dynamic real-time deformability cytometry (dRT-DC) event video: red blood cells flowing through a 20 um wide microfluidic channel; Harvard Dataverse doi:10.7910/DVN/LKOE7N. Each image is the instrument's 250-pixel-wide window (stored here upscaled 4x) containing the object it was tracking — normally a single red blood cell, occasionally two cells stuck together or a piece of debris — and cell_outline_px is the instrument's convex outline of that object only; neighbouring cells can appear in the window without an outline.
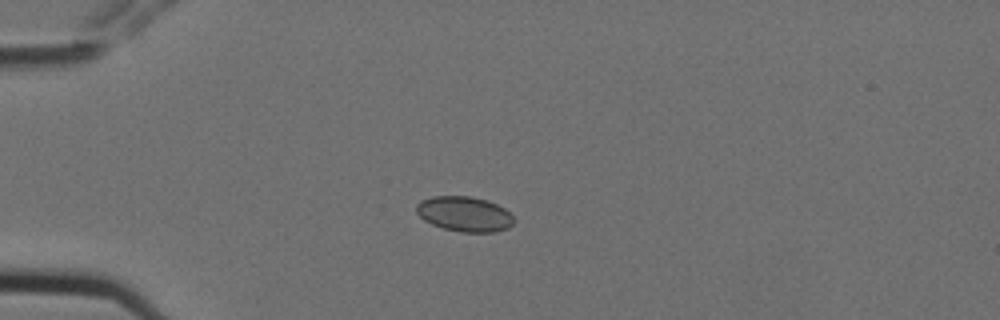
{"species": "Egyptian fruit bat (a non-hibernating species)", "species_latin": "Rousettus aegyptiacus", "temperature_condition": "cold", "stored_images_in_passage": 7, "camera_frame_rate_fps": 3000, "um_per_image_px": 0.085, "animal": {"sex": "female"}, "frame": {"image": 1, "passage_image": 4, "time_ms": 1.0, "image_size_px": [1000, 320], "cell_outline_px": [[516, 220], [508, 228], [496, 232], [460, 232], [444, 228], [432, 224], [424, 220], [416, 212], [416, 204], [420, 200], [432, 196], [472, 196], [488, 200], [504, 208]], "centroid_in_image_um": [39.48, 18.18], "position_along_channel_um": 45.5, "area_um2": 20.06}}
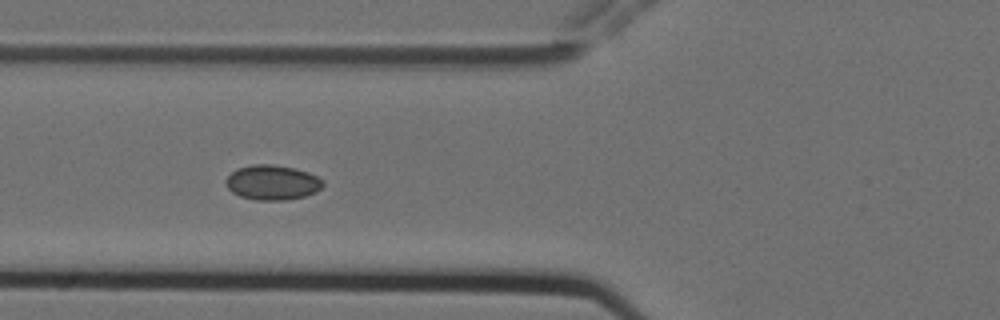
{"frame": {"image": 2, "passage_image": 6, "time_ms": 1.667, "image_size_px": [1000, 320], "cell_outline_px": [[324, 184], [316, 192], [304, 196], [288, 200], [256, 200], [240, 196], [232, 192], [224, 184], [224, 180], [236, 168], [252, 164], [272, 164], [296, 168], [308, 172], [324, 180]], "centroid_in_image_um": [23.13, 15.5], "position_along_channel_um": 102.7, "area_um2": 19.94}}
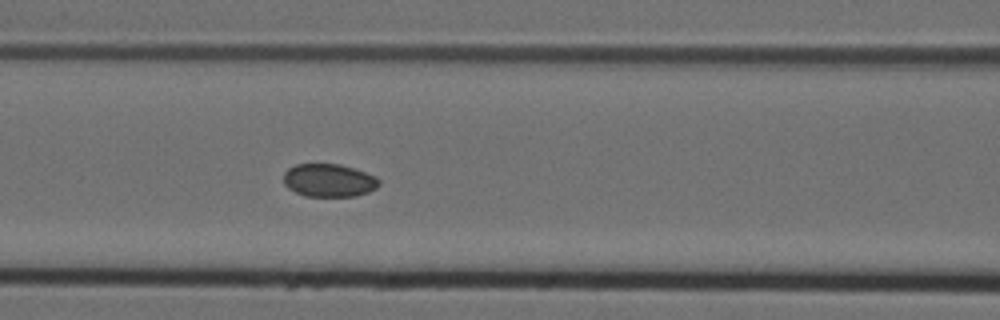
{"frame": {"image": 3, "passage_image": 7, "time_ms": 2.0, "image_size_px": [1000, 320], "cell_outline_px": [[380, 184], [376, 188], [368, 192], [356, 196], [304, 196], [288, 188], [284, 184], [284, 172], [288, 168], [296, 164], [340, 164], [376, 176], [380, 180]], "centroid_in_image_um": [27.95, 15.33], "position_along_channel_um": 138.6, "area_um2": 18.38}}